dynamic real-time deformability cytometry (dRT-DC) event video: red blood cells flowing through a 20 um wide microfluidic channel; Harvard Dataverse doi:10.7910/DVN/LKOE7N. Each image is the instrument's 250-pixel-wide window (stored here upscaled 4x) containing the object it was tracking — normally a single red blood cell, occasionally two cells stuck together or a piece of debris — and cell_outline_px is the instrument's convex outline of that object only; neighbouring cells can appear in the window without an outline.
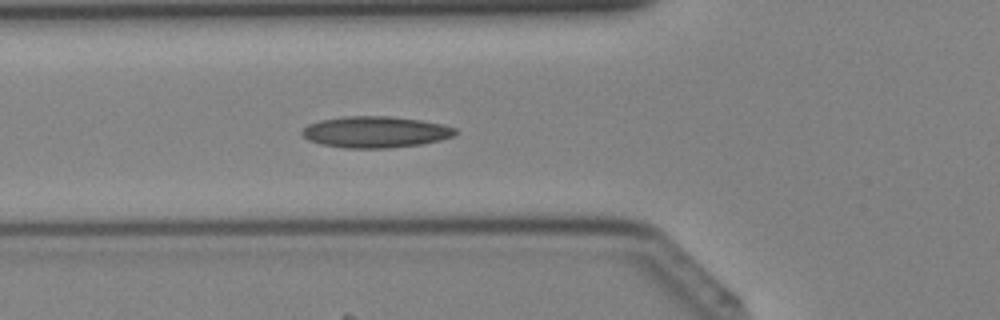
{"species": "Egyptian fruit bat (a non-hibernating species)", "species_latin": "Rousettus aegyptiacus", "temperature_condition": "cold", "stored_images_in_passage": 30, "camera_frame_rate_fps": 3000, "um_per_image_px": 0.085, "animal": {"sex": "female"}, "frame": {"image": 1, "passage_image": 7, "time_ms": 2.0, "image_size_px": [1000, 320], "cell_outline_px": [[456, 132], [452, 136], [440, 140], [420, 144], [388, 148], [344, 148], [320, 144], [308, 140], [300, 132], [308, 124], [320, 120], [344, 116], [392, 116], [420, 120], [444, 124], [456, 128]], "centroid_in_image_um": [31.89, 11.21], "position_along_channel_um": 93.9, "area_um2": 28.03}}
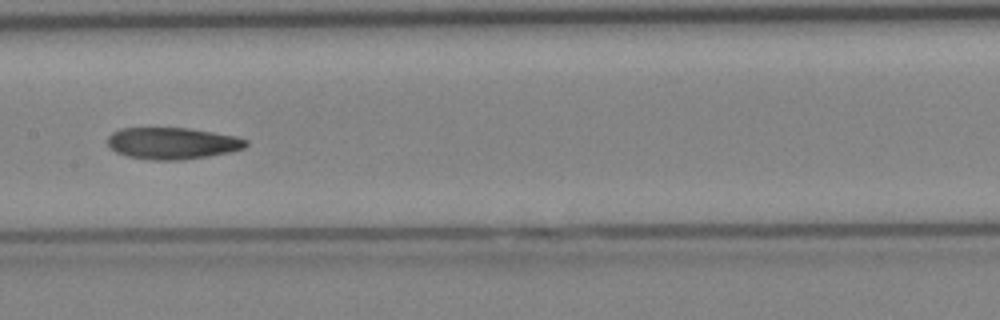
{"frame": {"image": 2, "passage_image": 13, "time_ms": 4.0, "image_size_px": [1000, 320], "cell_outline_px": [[248, 144], [244, 148], [228, 152], [208, 156], [180, 160], [152, 160], [128, 156], [116, 152], [108, 148], [108, 136], [112, 132], [120, 128], [188, 128], [236, 136], [248, 140]], "centroid_in_image_um": [14.62, 12.17], "position_along_channel_um": 192.8, "area_um2": 25.55}}
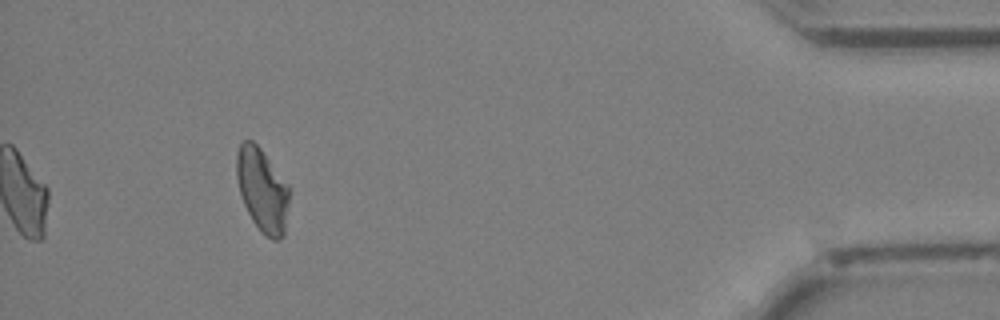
{"frame": {"image": 3, "passage_image": 30, "time_ms": 9.667, "image_size_px": [1000, 320], "cell_outline_px": [[288, 204], [284, 236], [280, 240], [272, 240], [264, 236], [260, 232], [252, 220], [240, 196], [236, 176], [236, 152], [240, 144], [244, 140], [252, 140], [260, 148], [288, 184]], "centroid_in_image_um": [22.27, 16.17], "position_along_channel_um": 412.9, "area_um2": 25.72}}